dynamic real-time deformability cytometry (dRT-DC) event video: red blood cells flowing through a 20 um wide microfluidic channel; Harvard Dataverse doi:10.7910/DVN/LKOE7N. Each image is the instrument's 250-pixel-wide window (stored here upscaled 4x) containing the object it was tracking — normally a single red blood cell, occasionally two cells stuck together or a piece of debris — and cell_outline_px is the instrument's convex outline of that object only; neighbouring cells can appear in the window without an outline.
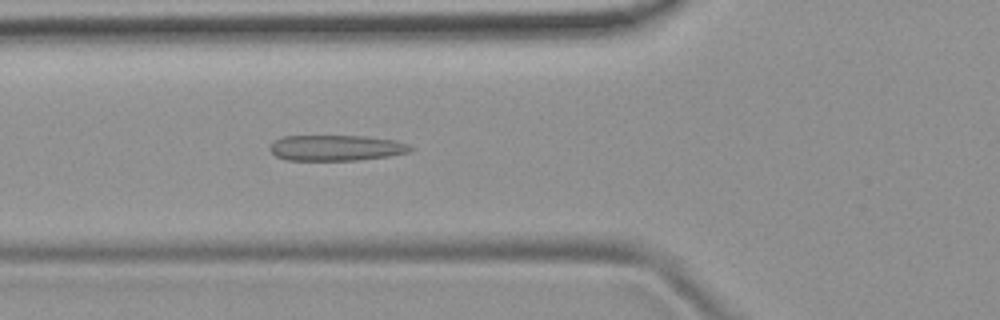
{"species": "common noctule bat (a hibernating species)", "species_latin": "Nyctalus noctula", "temperature_condition": "room temperature", "stored_images_in_passage": 6, "camera_frame_rate_fps": 3000, "um_per_image_px": 0.085, "animal": {"sex": "female", "body_mass_g": 19.9}, "frame": {"image": 1, "passage_image": 6, "time_ms": 5.667, "image_size_px": [1000, 320], "cell_outline_px": [[416, 148], [408, 152], [388, 156], [356, 160], [288, 160], [276, 156], [268, 148], [276, 140], [284, 136], [364, 136], [396, 140], [408, 144]], "centroid_in_image_um": [28.6, 12.57], "position_along_channel_um": 97.2, "area_um2": 20.98}}